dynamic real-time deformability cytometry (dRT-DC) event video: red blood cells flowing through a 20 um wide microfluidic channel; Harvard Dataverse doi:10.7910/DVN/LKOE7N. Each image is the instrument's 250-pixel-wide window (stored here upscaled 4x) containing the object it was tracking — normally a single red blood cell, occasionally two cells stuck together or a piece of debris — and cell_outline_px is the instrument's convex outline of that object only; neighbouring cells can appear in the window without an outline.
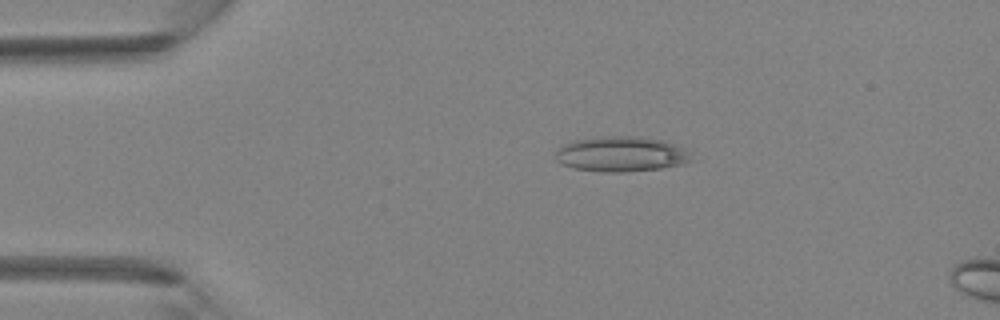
{"species": "Egyptian fruit bat (a non-hibernating species)", "species_latin": "Rousettus aegyptiacus", "temperature_condition": "room temperature", "stored_images_in_passage": 3, "camera_frame_rate_fps": 3000, "um_per_image_px": 0.085, "animal": {"sex": "female"}, "frame": {"image": 1, "passage_image": 1, "time_ms": 0.0, "image_size_px": [1000, 320], "cell_outline_px": [[692, 160], [684, 164], [660, 168], [624, 172], [604, 172], [576, 168], [560, 164], [556, 160], [556, 152], [564, 144], [572, 140], [612, 136], [636, 136], [664, 140], [684, 148], [688, 152]], "centroid_in_image_um": [52.81, 13.1], "position_along_channel_um": 32.2, "area_um2": 27.69}}